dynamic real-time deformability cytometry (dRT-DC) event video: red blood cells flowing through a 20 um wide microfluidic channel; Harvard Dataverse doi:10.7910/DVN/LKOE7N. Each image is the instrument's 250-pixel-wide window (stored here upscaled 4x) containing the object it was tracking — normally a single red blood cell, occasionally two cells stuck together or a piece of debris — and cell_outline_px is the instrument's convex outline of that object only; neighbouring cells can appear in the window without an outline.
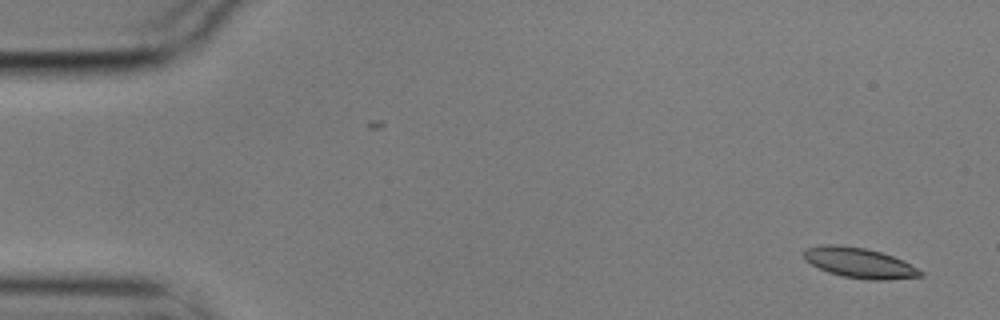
{"species": "common noctule bat (a hibernating species)", "species_latin": "Nyctalus noctula", "temperature_condition": "cold", "stored_images_in_passage": 14, "camera_frame_rate_fps": 3000, "um_per_image_px": 0.085, "animal": {"sex": "male", "body_mass_g": 17.9}, "frame": {"image": 1, "passage_image": 1, "time_ms": 0.0, "image_size_px": [1000, 320], "cell_outline_px": [[924, 276], [888, 280], [868, 280], [840, 276], [828, 272], [804, 260], [804, 248], [820, 244], [836, 244], [864, 248], [880, 252], [904, 260], [924, 272]], "centroid_in_image_um": [73.05, 22.34], "position_along_channel_um": 11.9, "area_um2": 20.75}}
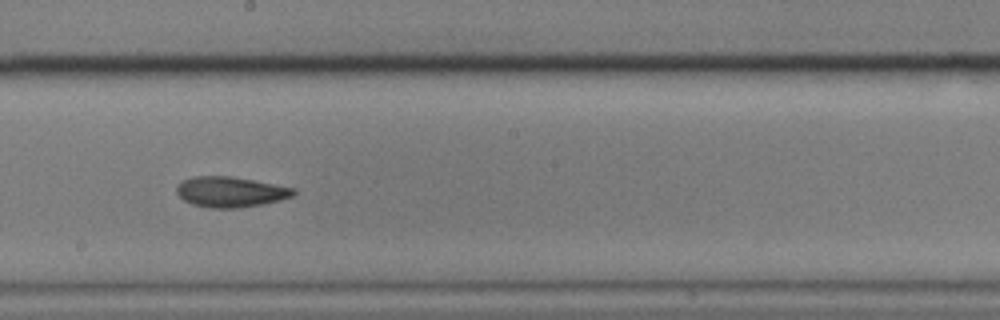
{"frame": {"image": 2, "passage_image": 8, "time_ms": 2.333, "image_size_px": [1000, 320], "cell_outline_px": [[296, 192], [292, 196], [280, 200], [240, 208], [212, 208], [192, 204], [184, 200], [176, 192], [176, 184], [180, 180], [192, 176], [228, 176], [252, 180], [296, 188]], "centroid_in_image_um": [19.55, 16.3], "position_along_channel_um": 228.7, "area_um2": 20.75}}
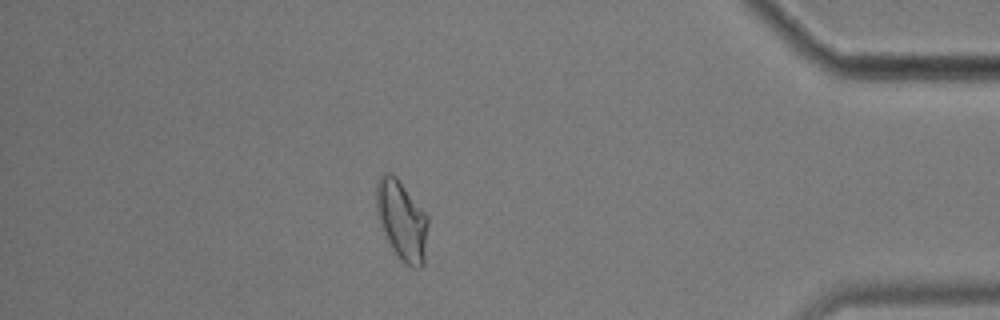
{"frame": {"image": 3, "passage_image": 13, "time_ms": 4.0, "image_size_px": [1000, 320], "cell_outline_px": [[428, 224], [424, 264], [420, 268], [416, 268], [400, 260], [384, 236], [376, 212], [376, 184], [380, 176], [384, 172], [392, 172], [396, 176], [428, 216]], "centroid_in_image_um": [34.14, 18.71], "position_along_channel_um": 401.1, "area_um2": 24.1}}